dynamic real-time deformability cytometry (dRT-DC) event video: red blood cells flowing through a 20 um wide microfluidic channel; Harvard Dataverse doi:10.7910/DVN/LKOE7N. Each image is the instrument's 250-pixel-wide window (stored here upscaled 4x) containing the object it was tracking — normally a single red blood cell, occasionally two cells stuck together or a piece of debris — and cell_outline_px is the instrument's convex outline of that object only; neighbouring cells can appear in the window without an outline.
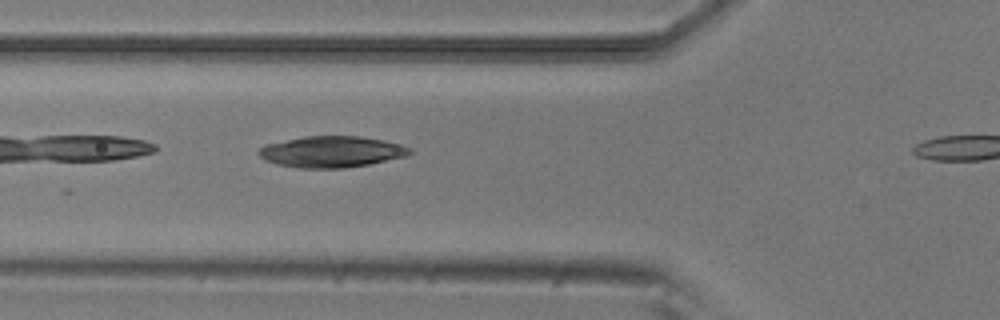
{"species": "common noctule bat (a hibernating species)", "species_latin": "Nyctalus noctula", "temperature_condition": "room temperature", "stored_images_in_passage": 5, "camera_frame_rate_fps": 3000, "um_per_image_px": 0.085, "animal": {"sex": "male", "body_mass_g": 20.5, "forearm_length_mm": 52.5}, "frame": {"image": 1, "passage_image": 4, "time_ms": 1.0, "image_size_px": [1000, 320], "cell_outline_px": [[412, 152], [408, 156], [368, 164], [344, 168], [300, 168], [276, 164], [264, 160], [256, 152], [264, 144], [304, 136], [360, 136], [384, 140], [400, 144], [412, 148]], "centroid_in_image_um": [28.17, 12.89], "position_along_channel_um": 97.6, "area_um2": 27.69}}